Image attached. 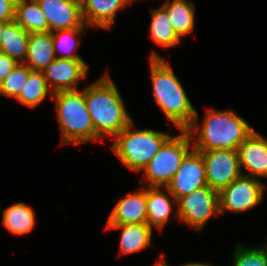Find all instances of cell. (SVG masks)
Instances as JSON below:
<instances>
[{
  "instance_id": "cell-34",
  "label": "cell",
  "mask_w": 267,
  "mask_h": 266,
  "mask_svg": "<svg viewBox=\"0 0 267 266\" xmlns=\"http://www.w3.org/2000/svg\"><path fill=\"white\" fill-rule=\"evenodd\" d=\"M75 1H77V2H79V3H82L84 0H75Z\"/></svg>"
},
{
  "instance_id": "cell-10",
  "label": "cell",
  "mask_w": 267,
  "mask_h": 266,
  "mask_svg": "<svg viewBox=\"0 0 267 266\" xmlns=\"http://www.w3.org/2000/svg\"><path fill=\"white\" fill-rule=\"evenodd\" d=\"M198 152L204 158L208 186L217 192L243 174L236 149H215Z\"/></svg>"
},
{
  "instance_id": "cell-1",
  "label": "cell",
  "mask_w": 267,
  "mask_h": 266,
  "mask_svg": "<svg viewBox=\"0 0 267 266\" xmlns=\"http://www.w3.org/2000/svg\"><path fill=\"white\" fill-rule=\"evenodd\" d=\"M84 96L94 124L95 141L104 137L114 138L133 121L116 84L107 72L84 88Z\"/></svg>"
},
{
  "instance_id": "cell-19",
  "label": "cell",
  "mask_w": 267,
  "mask_h": 266,
  "mask_svg": "<svg viewBox=\"0 0 267 266\" xmlns=\"http://www.w3.org/2000/svg\"><path fill=\"white\" fill-rule=\"evenodd\" d=\"M160 186H148L146 189L147 200V225L155 226L162 230L173 210L169 196L161 191Z\"/></svg>"
},
{
  "instance_id": "cell-28",
  "label": "cell",
  "mask_w": 267,
  "mask_h": 266,
  "mask_svg": "<svg viewBox=\"0 0 267 266\" xmlns=\"http://www.w3.org/2000/svg\"><path fill=\"white\" fill-rule=\"evenodd\" d=\"M17 0H0V21L10 22L15 20Z\"/></svg>"
},
{
  "instance_id": "cell-27",
  "label": "cell",
  "mask_w": 267,
  "mask_h": 266,
  "mask_svg": "<svg viewBox=\"0 0 267 266\" xmlns=\"http://www.w3.org/2000/svg\"><path fill=\"white\" fill-rule=\"evenodd\" d=\"M233 266H267V244L258 248L237 245L233 253Z\"/></svg>"
},
{
  "instance_id": "cell-5",
  "label": "cell",
  "mask_w": 267,
  "mask_h": 266,
  "mask_svg": "<svg viewBox=\"0 0 267 266\" xmlns=\"http://www.w3.org/2000/svg\"><path fill=\"white\" fill-rule=\"evenodd\" d=\"M133 121L113 139L112 149L129 169L141 171L172 136L156 130H135ZM133 129V130H132Z\"/></svg>"
},
{
  "instance_id": "cell-25",
  "label": "cell",
  "mask_w": 267,
  "mask_h": 266,
  "mask_svg": "<svg viewBox=\"0 0 267 266\" xmlns=\"http://www.w3.org/2000/svg\"><path fill=\"white\" fill-rule=\"evenodd\" d=\"M85 28L90 27L70 28L52 32V40L56 58L83 60V58L75 53V51L78 49L80 43V38L77 40L76 37L80 35ZM58 51L61 53L60 56H57Z\"/></svg>"
},
{
  "instance_id": "cell-12",
  "label": "cell",
  "mask_w": 267,
  "mask_h": 266,
  "mask_svg": "<svg viewBox=\"0 0 267 266\" xmlns=\"http://www.w3.org/2000/svg\"><path fill=\"white\" fill-rule=\"evenodd\" d=\"M46 17L49 32L88 27L83 20L81 3L75 0H36Z\"/></svg>"
},
{
  "instance_id": "cell-18",
  "label": "cell",
  "mask_w": 267,
  "mask_h": 266,
  "mask_svg": "<svg viewBox=\"0 0 267 266\" xmlns=\"http://www.w3.org/2000/svg\"><path fill=\"white\" fill-rule=\"evenodd\" d=\"M161 6L165 9L174 31L181 39L194 31V3L189 0H172V2L168 0Z\"/></svg>"
},
{
  "instance_id": "cell-9",
  "label": "cell",
  "mask_w": 267,
  "mask_h": 266,
  "mask_svg": "<svg viewBox=\"0 0 267 266\" xmlns=\"http://www.w3.org/2000/svg\"><path fill=\"white\" fill-rule=\"evenodd\" d=\"M204 186H208L204 158L200 152L192 148L182 160L170 183L162 188L170 195L173 202L177 203L182 196Z\"/></svg>"
},
{
  "instance_id": "cell-15",
  "label": "cell",
  "mask_w": 267,
  "mask_h": 266,
  "mask_svg": "<svg viewBox=\"0 0 267 266\" xmlns=\"http://www.w3.org/2000/svg\"><path fill=\"white\" fill-rule=\"evenodd\" d=\"M126 5L124 0H84L81 3L84 23L108 30L114 24L116 13Z\"/></svg>"
},
{
  "instance_id": "cell-11",
  "label": "cell",
  "mask_w": 267,
  "mask_h": 266,
  "mask_svg": "<svg viewBox=\"0 0 267 266\" xmlns=\"http://www.w3.org/2000/svg\"><path fill=\"white\" fill-rule=\"evenodd\" d=\"M88 65L84 60L56 58L42 72L49 89L58 91L78 90L80 80L85 79Z\"/></svg>"
},
{
  "instance_id": "cell-20",
  "label": "cell",
  "mask_w": 267,
  "mask_h": 266,
  "mask_svg": "<svg viewBox=\"0 0 267 266\" xmlns=\"http://www.w3.org/2000/svg\"><path fill=\"white\" fill-rule=\"evenodd\" d=\"M30 33L24 30L15 20L5 25L1 38L0 52L5 53L18 63H24Z\"/></svg>"
},
{
  "instance_id": "cell-8",
  "label": "cell",
  "mask_w": 267,
  "mask_h": 266,
  "mask_svg": "<svg viewBox=\"0 0 267 266\" xmlns=\"http://www.w3.org/2000/svg\"><path fill=\"white\" fill-rule=\"evenodd\" d=\"M265 185L257 178L242 174L218 192L220 215L230 212H245L256 207L264 198Z\"/></svg>"
},
{
  "instance_id": "cell-7",
  "label": "cell",
  "mask_w": 267,
  "mask_h": 266,
  "mask_svg": "<svg viewBox=\"0 0 267 266\" xmlns=\"http://www.w3.org/2000/svg\"><path fill=\"white\" fill-rule=\"evenodd\" d=\"M175 218L196 230L203 229L210 218L219 211V195L209 186L194 190L177 200Z\"/></svg>"
},
{
  "instance_id": "cell-21",
  "label": "cell",
  "mask_w": 267,
  "mask_h": 266,
  "mask_svg": "<svg viewBox=\"0 0 267 266\" xmlns=\"http://www.w3.org/2000/svg\"><path fill=\"white\" fill-rule=\"evenodd\" d=\"M2 211V224L10 233L24 235L34 228V211L24 202L15 203Z\"/></svg>"
},
{
  "instance_id": "cell-26",
  "label": "cell",
  "mask_w": 267,
  "mask_h": 266,
  "mask_svg": "<svg viewBox=\"0 0 267 266\" xmlns=\"http://www.w3.org/2000/svg\"><path fill=\"white\" fill-rule=\"evenodd\" d=\"M32 70L24 63H19L0 84V95L17 99L27 82Z\"/></svg>"
},
{
  "instance_id": "cell-22",
  "label": "cell",
  "mask_w": 267,
  "mask_h": 266,
  "mask_svg": "<svg viewBox=\"0 0 267 266\" xmlns=\"http://www.w3.org/2000/svg\"><path fill=\"white\" fill-rule=\"evenodd\" d=\"M15 21L29 33L49 32L46 17L36 0H17Z\"/></svg>"
},
{
  "instance_id": "cell-13",
  "label": "cell",
  "mask_w": 267,
  "mask_h": 266,
  "mask_svg": "<svg viewBox=\"0 0 267 266\" xmlns=\"http://www.w3.org/2000/svg\"><path fill=\"white\" fill-rule=\"evenodd\" d=\"M237 152L241 172L244 167L248 170L247 176L267 177V138L254 130L239 145Z\"/></svg>"
},
{
  "instance_id": "cell-14",
  "label": "cell",
  "mask_w": 267,
  "mask_h": 266,
  "mask_svg": "<svg viewBox=\"0 0 267 266\" xmlns=\"http://www.w3.org/2000/svg\"><path fill=\"white\" fill-rule=\"evenodd\" d=\"M147 224L146 188L119 199L109 215L107 225Z\"/></svg>"
},
{
  "instance_id": "cell-3",
  "label": "cell",
  "mask_w": 267,
  "mask_h": 266,
  "mask_svg": "<svg viewBox=\"0 0 267 266\" xmlns=\"http://www.w3.org/2000/svg\"><path fill=\"white\" fill-rule=\"evenodd\" d=\"M150 72L154 100L178 130H186L196 115L189 97L174 74L171 64L157 53L150 56Z\"/></svg>"
},
{
  "instance_id": "cell-23",
  "label": "cell",
  "mask_w": 267,
  "mask_h": 266,
  "mask_svg": "<svg viewBox=\"0 0 267 266\" xmlns=\"http://www.w3.org/2000/svg\"><path fill=\"white\" fill-rule=\"evenodd\" d=\"M151 16L152 22L149 31L153 41L166 49L180 44L182 39L174 31L162 6L151 9Z\"/></svg>"
},
{
  "instance_id": "cell-33",
  "label": "cell",
  "mask_w": 267,
  "mask_h": 266,
  "mask_svg": "<svg viewBox=\"0 0 267 266\" xmlns=\"http://www.w3.org/2000/svg\"><path fill=\"white\" fill-rule=\"evenodd\" d=\"M127 4H130V3H132L133 1H135V0H124Z\"/></svg>"
},
{
  "instance_id": "cell-17",
  "label": "cell",
  "mask_w": 267,
  "mask_h": 266,
  "mask_svg": "<svg viewBox=\"0 0 267 266\" xmlns=\"http://www.w3.org/2000/svg\"><path fill=\"white\" fill-rule=\"evenodd\" d=\"M107 229H121L120 253L129 254L147 248L152 239L153 228L144 223L106 225Z\"/></svg>"
},
{
  "instance_id": "cell-24",
  "label": "cell",
  "mask_w": 267,
  "mask_h": 266,
  "mask_svg": "<svg viewBox=\"0 0 267 266\" xmlns=\"http://www.w3.org/2000/svg\"><path fill=\"white\" fill-rule=\"evenodd\" d=\"M48 94L52 96L53 92L49 89L43 72L31 71L17 100L23 105L34 108L42 103Z\"/></svg>"
},
{
  "instance_id": "cell-4",
  "label": "cell",
  "mask_w": 267,
  "mask_h": 266,
  "mask_svg": "<svg viewBox=\"0 0 267 266\" xmlns=\"http://www.w3.org/2000/svg\"><path fill=\"white\" fill-rule=\"evenodd\" d=\"M58 124L61 128V144H83L95 141L92 118L88 113L83 90L53 93Z\"/></svg>"
},
{
  "instance_id": "cell-29",
  "label": "cell",
  "mask_w": 267,
  "mask_h": 266,
  "mask_svg": "<svg viewBox=\"0 0 267 266\" xmlns=\"http://www.w3.org/2000/svg\"><path fill=\"white\" fill-rule=\"evenodd\" d=\"M19 63L7 56L5 53L0 52V84L3 79L10 74V72L18 65Z\"/></svg>"
},
{
  "instance_id": "cell-16",
  "label": "cell",
  "mask_w": 267,
  "mask_h": 266,
  "mask_svg": "<svg viewBox=\"0 0 267 266\" xmlns=\"http://www.w3.org/2000/svg\"><path fill=\"white\" fill-rule=\"evenodd\" d=\"M55 59L52 33H30L24 64L32 71H43Z\"/></svg>"
},
{
  "instance_id": "cell-32",
  "label": "cell",
  "mask_w": 267,
  "mask_h": 266,
  "mask_svg": "<svg viewBox=\"0 0 267 266\" xmlns=\"http://www.w3.org/2000/svg\"><path fill=\"white\" fill-rule=\"evenodd\" d=\"M7 23H8V22L0 21V46H1V38H2V36H3L4 30H5V25H6Z\"/></svg>"
},
{
  "instance_id": "cell-6",
  "label": "cell",
  "mask_w": 267,
  "mask_h": 266,
  "mask_svg": "<svg viewBox=\"0 0 267 266\" xmlns=\"http://www.w3.org/2000/svg\"><path fill=\"white\" fill-rule=\"evenodd\" d=\"M191 138L186 130L171 136L159 152L144 167L148 186L166 187L179 169L182 160L191 151Z\"/></svg>"
},
{
  "instance_id": "cell-30",
  "label": "cell",
  "mask_w": 267,
  "mask_h": 266,
  "mask_svg": "<svg viewBox=\"0 0 267 266\" xmlns=\"http://www.w3.org/2000/svg\"><path fill=\"white\" fill-rule=\"evenodd\" d=\"M180 266H214V265H210V264H206V263H201V262H191V263H186L184 265H180Z\"/></svg>"
},
{
  "instance_id": "cell-31",
  "label": "cell",
  "mask_w": 267,
  "mask_h": 266,
  "mask_svg": "<svg viewBox=\"0 0 267 266\" xmlns=\"http://www.w3.org/2000/svg\"><path fill=\"white\" fill-rule=\"evenodd\" d=\"M163 258H164V253L161 254V259H159L158 262H156L154 266H170L166 264V261Z\"/></svg>"
},
{
  "instance_id": "cell-2",
  "label": "cell",
  "mask_w": 267,
  "mask_h": 266,
  "mask_svg": "<svg viewBox=\"0 0 267 266\" xmlns=\"http://www.w3.org/2000/svg\"><path fill=\"white\" fill-rule=\"evenodd\" d=\"M198 112L191 125L186 129L189 133L192 148L196 151L215 149H238L239 145L254 131L249 123L231 110L206 111L201 128H198ZM197 138H194L193 135Z\"/></svg>"
}]
</instances>
